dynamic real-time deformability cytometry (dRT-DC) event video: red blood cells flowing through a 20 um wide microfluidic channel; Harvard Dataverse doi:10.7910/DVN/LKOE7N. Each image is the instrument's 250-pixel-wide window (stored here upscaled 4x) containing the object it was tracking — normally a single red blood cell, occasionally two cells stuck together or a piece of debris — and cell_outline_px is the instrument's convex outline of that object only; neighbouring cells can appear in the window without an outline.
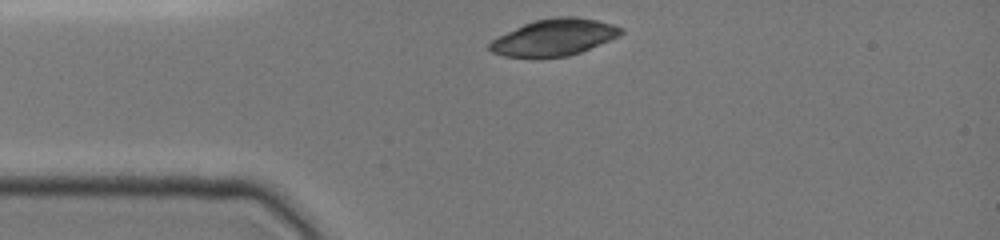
{"species": "common noctule bat (a hibernating species)", "species_latin": "Nyctalus noctula", "temperature_condition": "cold", "stored_images_in_passage": 14, "camera_frame_rate_fps": 3000, "um_per_image_px": 0.085, "animal": {"sex": "female", "body_mass_g": 19.0, "forearm_length_mm": 51.5}, "frame": {"image": 1, "passage_image": 1, "time_ms": 0.0, "image_size_px": [1000, 240], "cell_outline_px": [[624, 32], [620, 36], [580, 52], [568, 56], [540, 60], [504, 56], [492, 52], [488, 48], [488, 44], [492, 40], [532, 20], [552, 16], [576, 16], [596, 20], [612, 24], [624, 28]], "centroid_in_image_um": [47.1, 3.2], "position_along_channel_um": 37.9, "area_um2": 28.67}}
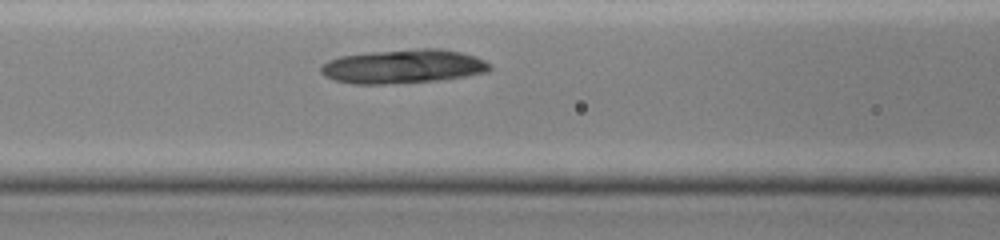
{"frame": {"image": 2, "passage_image": 7, "time_ms": 3.0, "image_size_px": [1000, 240], "cell_outline_px": [[492, 68], [488, 72], [440, 80], [384, 84], [352, 84], [332, 80], [324, 76], [320, 72], [320, 68], [328, 60], [340, 56], [372, 52], [416, 48], [440, 48], [460, 52], [476, 56], [492, 64]], "centroid_in_image_um": [34.28, 5.64], "position_along_channel_um": 132.3, "area_um2": 33.64}}
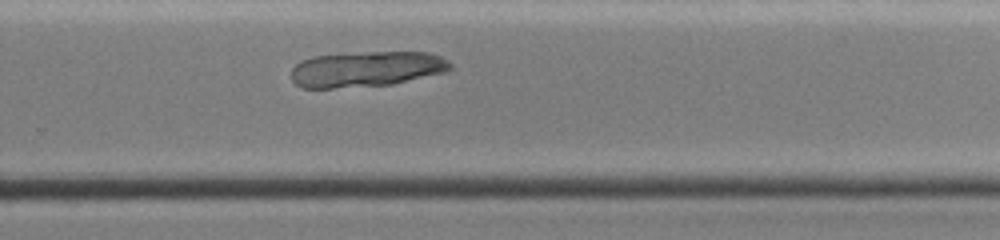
{"frame": {"image": 3, "passage_image": 14, "time_ms": 7.333, "image_size_px": [1000, 240], "cell_outline_px": [[452, 68], [444, 72], [392, 84], [332, 88], [300, 88], [292, 80], [292, 68], [296, 64], [312, 56], [364, 52], [428, 52], [440, 56], [448, 60], [452, 64]], "centroid_in_image_um": [31.14, 5.87], "position_along_channel_um": 298.7, "area_um2": 32.83}}